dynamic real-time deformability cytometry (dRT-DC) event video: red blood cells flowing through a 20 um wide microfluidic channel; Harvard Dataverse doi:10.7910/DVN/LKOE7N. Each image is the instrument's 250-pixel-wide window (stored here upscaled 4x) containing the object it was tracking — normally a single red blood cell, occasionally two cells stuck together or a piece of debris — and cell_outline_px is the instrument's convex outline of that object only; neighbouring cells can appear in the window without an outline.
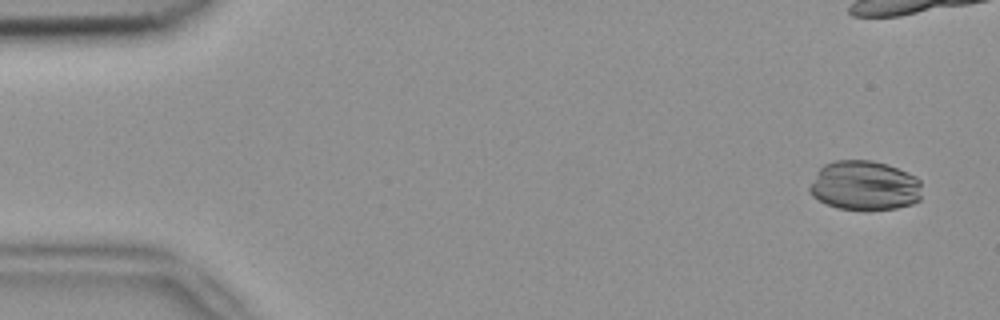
{"species": "common noctule bat (a hibernating species)", "species_latin": "Nyctalus noctula", "temperature_condition": "room temperature", "stored_images_in_passage": 5, "camera_frame_rate_fps": 3000, "um_per_image_px": 0.085, "animal": {"sex": "female", "body_mass_g": 18.4}, "frame": {"image": 1, "passage_image": 1, "time_ms": 0.0, "image_size_px": [1000, 320], "cell_outline_px": [[920, 200], [912, 204], [896, 208], [840, 208], [828, 204], [812, 196], [808, 192], [808, 188], [816, 172], [824, 164], [832, 160], [872, 160], [888, 164], [908, 172], [916, 176], [920, 180]], "centroid_in_image_um": [73.48, 15.73], "position_along_channel_um": 11.5, "area_um2": 32.31}}
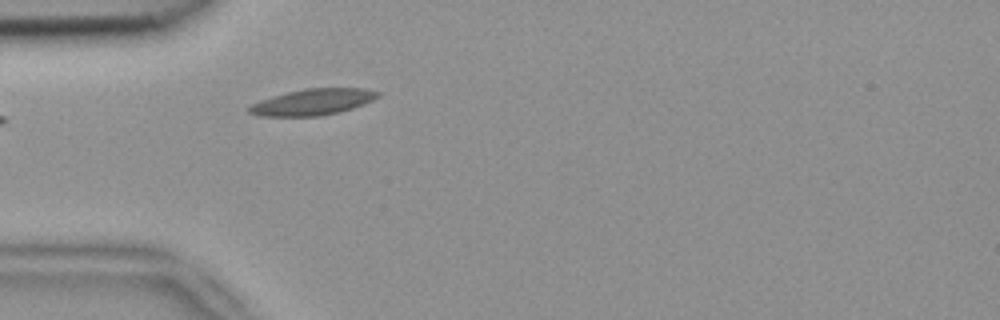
{"frame": {"image": 2, "passage_image": 5, "time_ms": 1.333, "image_size_px": [1000, 320], "cell_outline_px": [[380, 96], [364, 104], [352, 108], [320, 116], [260, 116], [248, 112], [248, 108], [252, 104], [260, 100], [272, 96], [304, 88], [364, 88], [380, 92]], "centroid_in_image_um": [26.58, 8.66], "position_along_channel_um": 58.4, "area_um2": 19.54}}